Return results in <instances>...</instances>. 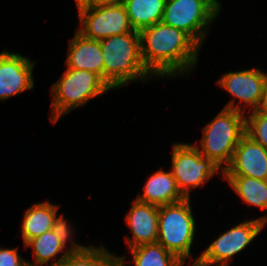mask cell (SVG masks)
I'll return each mask as SVG.
<instances>
[{"label":"cell","instance_id":"obj_1","mask_svg":"<svg viewBox=\"0 0 267 266\" xmlns=\"http://www.w3.org/2000/svg\"><path fill=\"white\" fill-rule=\"evenodd\" d=\"M139 33L142 59L153 75L168 78L193 72L200 47L185 32L159 22Z\"/></svg>","mask_w":267,"mask_h":266},{"label":"cell","instance_id":"obj_2","mask_svg":"<svg viewBox=\"0 0 267 266\" xmlns=\"http://www.w3.org/2000/svg\"><path fill=\"white\" fill-rule=\"evenodd\" d=\"M103 55V80L111 89L120 88L136 79L146 80L153 74L141 55L139 32L113 35L100 40Z\"/></svg>","mask_w":267,"mask_h":266},{"label":"cell","instance_id":"obj_3","mask_svg":"<svg viewBox=\"0 0 267 266\" xmlns=\"http://www.w3.org/2000/svg\"><path fill=\"white\" fill-rule=\"evenodd\" d=\"M245 117L243 112L223 108L203 128L200 145H195L204 157L211 159L223 171L230 164L235 148L245 135Z\"/></svg>","mask_w":267,"mask_h":266},{"label":"cell","instance_id":"obj_4","mask_svg":"<svg viewBox=\"0 0 267 266\" xmlns=\"http://www.w3.org/2000/svg\"><path fill=\"white\" fill-rule=\"evenodd\" d=\"M51 122L71 110L84 106L90 99L104 95L111 90L109 85L96 73L88 70L69 69L51 86Z\"/></svg>","mask_w":267,"mask_h":266},{"label":"cell","instance_id":"obj_5","mask_svg":"<svg viewBox=\"0 0 267 266\" xmlns=\"http://www.w3.org/2000/svg\"><path fill=\"white\" fill-rule=\"evenodd\" d=\"M195 224L190 198L159 206L157 242L185 263L187 258H193L190 251Z\"/></svg>","mask_w":267,"mask_h":266},{"label":"cell","instance_id":"obj_6","mask_svg":"<svg viewBox=\"0 0 267 266\" xmlns=\"http://www.w3.org/2000/svg\"><path fill=\"white\" fill-rule=\"evenodd\" d=\"M220 10L217 0H166L161 22L182 30L201 48Z\"/></svg>","mask_w":267,"mask_h":266},{"label":"cell","instance_id":"obj_7","mask_svg":"<svg viewBox=\"0 0 267 266\" xmlns=\"http://www.w3.org/2000/svg\"><path fill=\"white\" fill-rule=\"evenodd\" d=\"M170 171L185 198H190L191 188H198L206 184L218 171L223 172L211 159L204 157L197 146L189 143L173 144Z\"/></svg>","mask_w":267,"mask_h":266},{"label":"cell","instance_id":"obj_8","mask_svg":"<svg viewBox=\"0 0 267 266\" xmlns=\"http://www.w3.org/2000/svg\"><path fill=\"white\" fill-rule=\"evenodd\" d=\"M267 223V216L244 221L221 234L198 258L195 266H229L234 255L242 252L262 231Z\"/></svg>","mask_w":267,"mask_h":266},{"label":"cell","instance_id":"obj_9","mask_svg":"<svg viewBox=\"0 0 267 266\" xmlns=\"http://www.w3.org/2000/svg\"><path fill=\"white\" fill-rule=\"evenodd\" d=\"M80 27L77 31L92 40L135 31L122 3L99 7H86L78 11ZM82 27V28H81Z\"/></svg>","mask_w":267,"mask_h":266},{"label":"cell","instance_id":"obj_10","mask_svg":"<svg viewBox=\"0 0 267 266\" xmlns=\"http://www.w3.org/2000/svg\"><path fill=\"white\" fill-rule=\"evenodd\" d=\"M218 85L226 90L235 99L243 103V106L235 105V99L230 100L224 107L245 113L241 108L252 106L254 111L262 97L265 85L267 83V74L258 68L227 72L218 80Z\"/></svg>","mask_w":267,"mask_h":266},{"label":"cell","instance_id":"obj_11","mask_svg":"<svg viewBox=\"0 0 267 266\" xmlns=\"http://www.w3.org/2000/svg\"><path fill=\"white\" fill-rule=\"evenodd\" d=\"M34 62L19 53H0V101L34 88Z\"/></svg>","mask_w":267,"mask_h":266},{"label":"cell","instance_id":"obj_12","mask_svg":"<svg viewBox=\"0 0 267 266\" xmlns=\"http://www.w3.org/2000/svg\"><path fill=\"white\" fill-rule=\"evenodd\" d=\"M223 176H247L267 180V149L246 134L241 138Z\"/></svg>","mask_w":267,"mask_h":266},{"label":"cell","instance_id":"obj_13","mask_svg":"<svg viewBox=\"0 0 267 266\" xmlns=\"http://www.w3.org/2000/svg\"><path fill=\"white\" fill-rule=\"evenodd\" d=\"M125 220L132 232V238L126 237L129 249L142 245L156 243L158 239L159 207L134 200Z\"/></svg>","mask_w":267,"mask_h":266},{"label":"cell","instance_id":"obj_14","mask_svg":"<svg viewBox=\"0 0 267 266\" xmlns=\"http://www.w3.org/2000/svg\"><path fill=\"white\" fill-rule=\"evenodd\" d=\"M68 48L65 63L67 68L92 71L103 79V55L100 41L88 39L76 31Z\"/></svg>","mask_w":267,"mask_h":266},{"label":"cell","instance_id":"obj_15","mask_svg":"<svg viewBox=\"0 0 267 266\" xmlns=\"http://www.w3.org/2000/svg\"><path fill=\"white\" fill-rule=\"evenodd\" d=\"M184 199L185 197L178 189L171 171L166 172L163 169L154 172L149 177L144 185L143 195L139 194L136 197L138 201L158 207L177 203Z\"/></svg>","mask_w":267,"mask_h":266},{"label":"cell","instance_id":"obj_16","mask_svg":"<svg viewBox=\"0 0 267 266\" xmlns=\"http://www.w3.org/2000/svg\"><path fill=\"white\" fill-rule=\"evenodd\" d=\"M57 211L58 206L49 201L35 203L27 209L21 229L24 245L29 240L42 235L48 230H52Z\"/></svg>","mask_w":267,"mask_h":266},{"label":"cell","instance_id":"obj_17","mask_svg":"<svg viewBox=\"0 0 267 266\" xmlns=\"http://www.w3.org/2000/svg\"><path fill=\"white\" fill-rule=\"evenodd\" d=\"M130 24L135 31L161 22L166 0H122Z\"/></svg>","mask_w":267,"mask_h":266},{"label":"cell","instance_id":"obj_18","mask_svg":"<svg viewBox=\"0 0 267 266\" xmlns=\"http://www.w3.org/2000/svg\"><path fill=\"white\" fill-rule=\"evenodd\" d=\"M29 246H32L36 263L27 262L28 266H44L51 259H54L51 266H59L70 253L68 250L65 251L64 248L66 247L52 230H48L42 235L29 240L24 245L25 248ZM62 251H65L64 255L57 259V255Z\"/></svg>","mask_w":267,"mask_h":266},{"label":"cell","instance_id":"obj_19","mask_svg":"<svg viewBox=\"0 0 267 266\" xmlns=\"http://www.w3.org/2000/svg\"><path fill=\"white\" fill-rule=\"evenodd\" d=\"M244 203L267 209V180L247 176H223Z\"/></svg>","mask_w":267,"mask_h":266},{"label":"cell","instance_id":"obj_20","mask_svg":"<svg viewBox=\"0 0 267 266\" xmlns=\"http://www.w3.org/2000/svg\"><path fill=\"white\" fill-rule=\"evenodd\" d=\"M135 266H183L177 256L167 251L158 242L142 244L130 249Z\"/></svg>","mask_w":267,"mask_h":266},{"label":"cell","instance_id":"obj_21","mask_svg":"<svg viewBox=\"0 0 267 266\" xmlns=\"http://www.w3.org/2000/svg\"><path fill=\"white\" fill-rule=\"evenodd\" d=\"M115 256L104 246H88L83 252H70L59 266H117Z\"/></svg>","mask_w":267,"mask_h":266},{"label":"cell","instance_id":"obj_22","mask_svg":"<svg viewBox=\"0 0 267 266\" xmlns=\"http://www.w3.org/2000/svg\"><path fill=\"white\" fill-rule=\"evenodd\" d=\"M245 134L267 149V115L256 112L245 117Z\"/></svg>","mask_w":267,"mask_h":266},{"label":"cell","instance_id":"obj_23","mask_svg":"<svg viewBox=\"0 0 267 266\" xmlns=\"http://www.w3.org/2000/svg\"><path fill=\"white\" fill-rule=\"evenodd\" d=\"M64 216L61 214L60 217L55 218L53 222L52 231L57 235V237L62 241L63 245L66 247L67 241L70 240V246L67 250L71 253L73 252H83L88 246L79 245L76 242L72 241L73 231L72 226L68 223ZM71 238V239H70Z\"/></svg>","mask_w":267,"mask_h":266},{"label":"cell","instance_id":"obj_24","mask_svg":"<svg viewBox=\"0 0 267 266\" xmlns=\"http://www.w3.org/2000/svg\"><path fill=\"white\" fill-rule=\"evenodd\" d=\"M0 266H28V263L18 254V248L0 247Z\"/></svg>","mask_w":267,"mask_h":266},{"label":"cell","instance_id":"obj_25","mask_svg":"<svg viewBox=\"0 0 267 266\" xmlns=\"http://www.w3.org/2000/svg\"><path fill=\"white\" fill-rule=\"evenodd\" d=\"M255 111L267 115V83L265 85L262 97Z\"/></svg>","mask_w":267,"mask_h":266},{"label":"cell","instance_id":"obj_26","mask_svg":"<svg viewBox=\"0 0 267 266\" xmlns=\"http://www.w3.org/2000/svg\"><path fill=\"white\" fill-rule=\"evenodd\" d=\"M121 2L122 0H93V7L114 5V4H118Z\"/></svg>","mask_w":267,"mask_h":266},{"label":"cell","instance_id":"obj_27","mask_svg":"<svg viewBox=\"0 0 267 266\" xmlns=\"http://www.w3.org/2000/svg\"><path fill=\"white\" fill-rule=\"evenodd\" d=\"M78 11L86 8L93 7V0H76Z\"/></svg>","mask_w":267,"mask_h":266},{"label":"cell","instance_id":"obj_28","mask_svg":"<svg viewBox=\"0 0 267 266\" xmlns=\"http://www.w3.org/2000/svg\"><path fill=\"white\" fill-rule=\"evenodd\" d=\"M117 260V266H125V257L115 256Z\"/></svg>","mask_w":267,"mask_h":266}]
</instances>
